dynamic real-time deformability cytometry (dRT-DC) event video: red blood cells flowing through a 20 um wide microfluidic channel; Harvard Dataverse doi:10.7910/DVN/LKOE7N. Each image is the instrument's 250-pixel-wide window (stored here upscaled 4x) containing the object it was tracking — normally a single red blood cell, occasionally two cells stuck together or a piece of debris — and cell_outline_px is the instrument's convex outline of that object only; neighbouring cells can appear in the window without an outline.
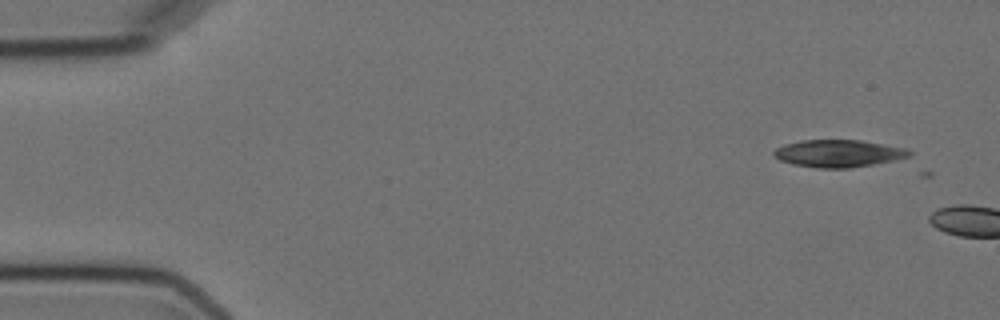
{"species": "Egyptian fruit bat (a non-hibernating species)", "species_latin": "Rousettus aegyptiacus", "temperature_condition": "cold", "stored_images_in_passage": 2, "camera_frame_rate_fps": 3000, "um_per_image_px": 0.085, "animal": {"sex": "female"}, "frame": {"image": 1, "passage_image": 1, "time_ms": 0.0, "image_size_px": [1000, 320], "cell_outline_px": [[912, 156], [872, 164], [848, 168], [816, 168], [792, 164], [780, 160], [772, 156], [772, 152], [776, 148], [784, 144], [800, 140], [860, 140], [908, 148], [912, 152]], "centroid_in_image_um": [71.24, 13.03], "position_along_channel_um": 13.8, "area_um2": 21.68}}